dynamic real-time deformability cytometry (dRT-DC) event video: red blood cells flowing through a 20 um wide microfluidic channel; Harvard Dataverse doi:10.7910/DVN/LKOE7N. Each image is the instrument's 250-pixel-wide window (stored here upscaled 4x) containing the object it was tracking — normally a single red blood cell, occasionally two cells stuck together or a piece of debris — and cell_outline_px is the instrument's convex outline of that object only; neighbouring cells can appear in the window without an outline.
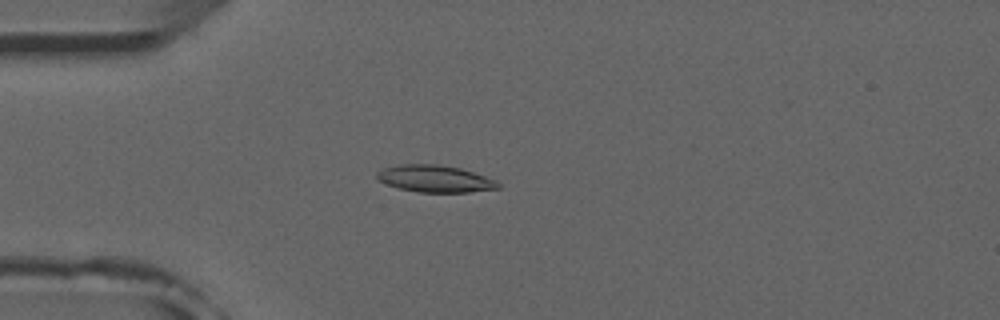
{"species": "common noctule bat (a hibernating species)", "species_latin": "Nyctalus noctula", "temperature_condition": "room temperature", "stored_images_in_passage": 51, "camera_frame_rate_fps": 3000, "um_per_image_px": 0.085, "animal": {"sex": "male", "forearm_length_mm": 52.5}, "frame": {"image": 1, "passage_image": 13, "time_ms": 4.0, "image_size_px": [1000, 320], "cell_outline_px": [[500, 188], [468, 192], [420, 192], [400, 188], [376, 180], [376, 172], [384, 168], [400, 164], [440, 164], [460, 168], [496, 180], [500, 184]], "centroid_in_image_um": [36.96, 15.18], "position_along_channel_um": 48.0, "area_um2": 18.96}}
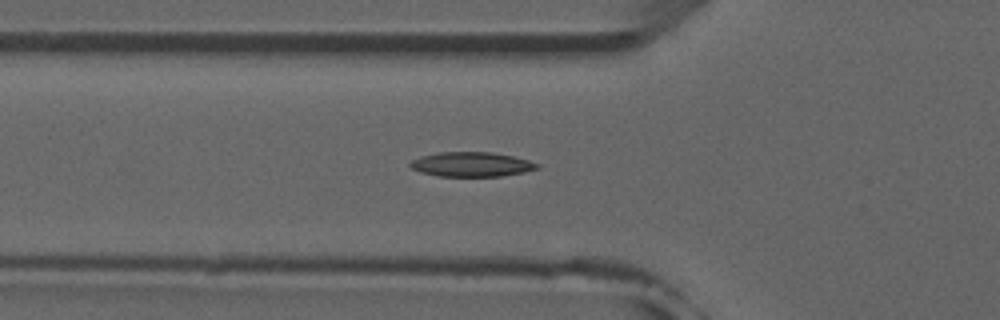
{"frame": {"image": 2, "passage_image": 17, "time_ms": 5.333, "image_size_px": [1000, 320], "cell_outline_px": [[540, 168], [524, 172], [500, 176], [440, 176], [420, 172], [412, 168], [408, 164], [412, 160], [420, 156], [440, 152], [492, 152], [512, 156], [528, 160], [540, 164]], "centroid_in_image_um": [40.08, 13.97], "position_along_channel_um": 85.7, "area_um2": 18.15}}
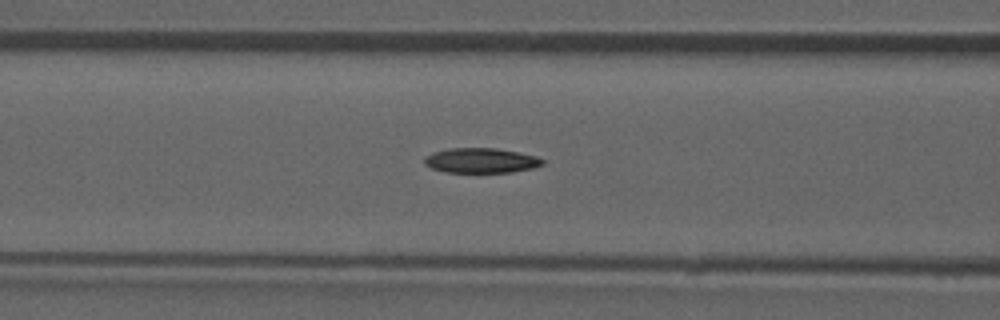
{"frame": {"image": 3, "passage_image": 20, "time_ms": 6.333, "image_size_px": [1000, 320], "cell_outline_px": [[544, 164], [532, 168], [512, 172], [444, 172], [432, 168], [424, 164], [424, 156], [448, 148], [496, 148], [536, 156], [544, 160]], "centroid_in_image_um": [40.87, 13.64], "position_along_channel_um": 125.7, "area_um2": 17.05}, "authors_computed_cell_mechanics": {"area_um2": 17.8024, "velocity_mm_per_s": 3.9343, "shape_relaxation_time_tau1_ms": null, "shape_relaxation_time_tau2_ms": 10.066, "deformation_change_tau1": null, "deformation_change_tau2": 0.1652}}